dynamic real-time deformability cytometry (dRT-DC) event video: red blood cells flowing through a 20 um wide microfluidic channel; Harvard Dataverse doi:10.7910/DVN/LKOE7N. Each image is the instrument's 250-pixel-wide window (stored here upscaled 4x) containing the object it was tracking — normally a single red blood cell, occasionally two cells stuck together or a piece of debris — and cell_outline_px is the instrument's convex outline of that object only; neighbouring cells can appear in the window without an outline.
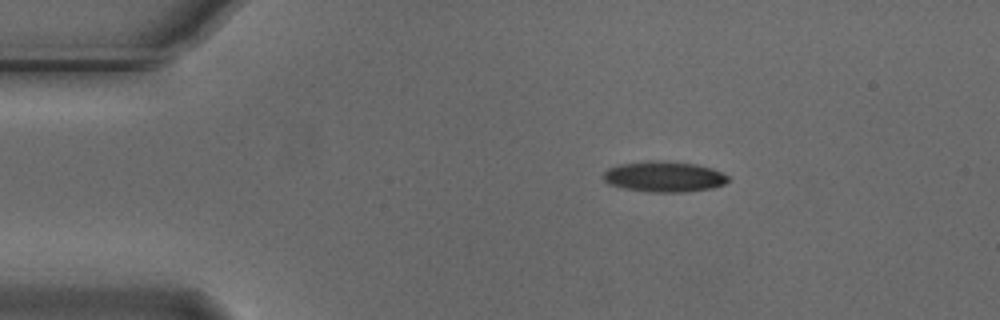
{"species": "Egyptian fruit bat (a non-hibernating species)", "species_latin": "Rousettus aegyptiacus", "temperature_condition": "cold", "stored_images_in_passage": 38, "camera_frame_rate_fps": 3000, "um_per_image_px": 0.085, "animal": {"sex": "male"}, "frame": {"image": 1, "passage_image": 1, "time_ms": 0.0, "image_size_px": [1000, 320], "cell_outline_px": [[728, 180], [724, 184], [712, 188], [684, 192], [648, 192], [620, 188], [608, 184], [600, 176], [608, 168], [620, 164], [648, 160], [652, 160], [696, 164], [712, 168], [728, 176]], "centroid_in_image_um": [56.38, 15.02], "position_along_channel_um": 28.6, "area_um2": 22.43}}
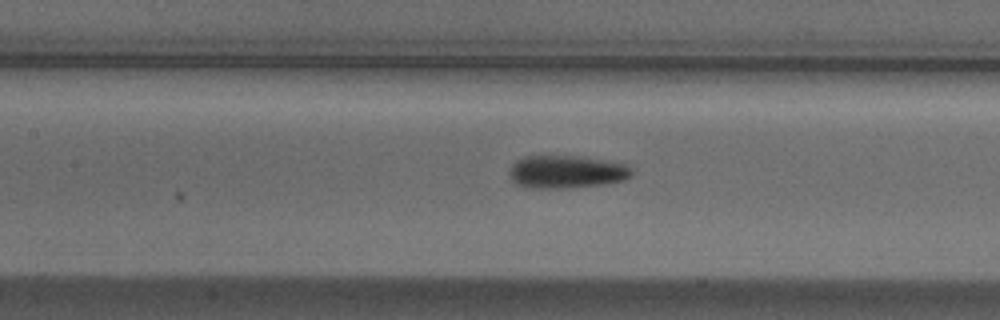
{"frame": {"image": 2, "passage_image": 16, "time_ms": 5.0, "image_size_px": [1000, 320], "cell_outline_px": [[632, 176], [624, 180], [608, 184], [568, 188], [528, 188], [516, 184], [512, 180], [508, 172], [512, 164], [516, 160], [524, 156], [572, 156], [628, 164], [632, 172]], "centroid_in_image_um": [48.13, 14.62], "position_along_channel_um": 159.3, "area_um2": 23.52}}
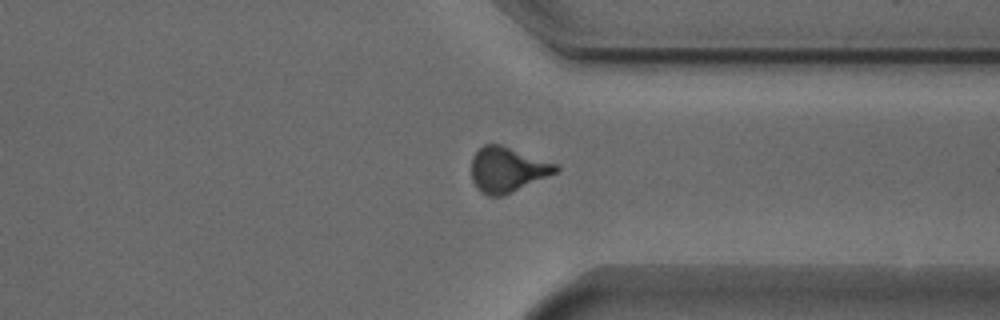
{"frame": {"image": 3, "passage_image": 33, "time_ms": 10.667, "image_size_px": [1000, 320], "cell_outline_px": [[560, 168], [556, 172], [504, 196], [488, 196], [480, 192], [472, 180], [472, 156], [484, 144], [500, 144], [556, 164]], "centroid_in_image_um": [43.09, 14.43], "position_along_channel_um": 368.3, "area_um2": 21.91}, "authors_computed_cell_mechanics": {"area_um2": 22.6287, "velocity_mm_per_s": 3.7085, "shape_relaxation_time_tau1_ms": 4.5192, "shape_relaxation_time_tau2_ms": 3.6849, "deformation_change_tau1": 0.1483, "deformation_change_tau2": 0.1185}}